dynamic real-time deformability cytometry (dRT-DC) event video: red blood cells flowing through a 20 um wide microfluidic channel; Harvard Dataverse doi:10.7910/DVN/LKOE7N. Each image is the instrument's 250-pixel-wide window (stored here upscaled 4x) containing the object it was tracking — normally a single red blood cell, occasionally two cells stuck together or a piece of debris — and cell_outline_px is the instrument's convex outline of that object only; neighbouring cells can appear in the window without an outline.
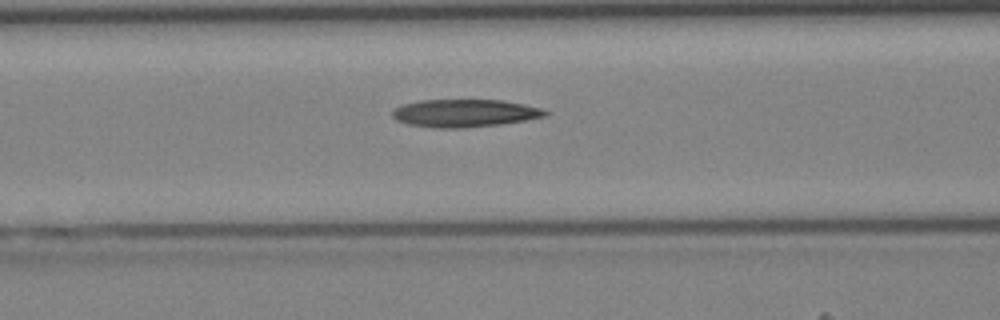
{"species": "Egyptian fruit bat (a non-hibernating species)", "species_latin": "Rousettus aegyptiacus", "temperature_condition": "cold", "stored_images_in_passage": 42, "camera_frame_rate_fps": 3000, "um_per_image_px": 0.085, "animal": {"sex": "female"}, "frame": {"image": 1, "passage_image": 18, "time_ms": 5.667, "image_size_px": [1000, 320], "cell_outline_px": [[552, 112], [548, 116], [500, 124], [464, 128], [432, 128], [408, 124], [396, 120], [392, 116], [392, 108], [404, 104], [420, 100], [504, 100], [524, 104], [540, 108]], "centroid_in_image_um": [39.5, 9.62], "position_along_channel_um": 127.1, "area_um2": 24.91}}
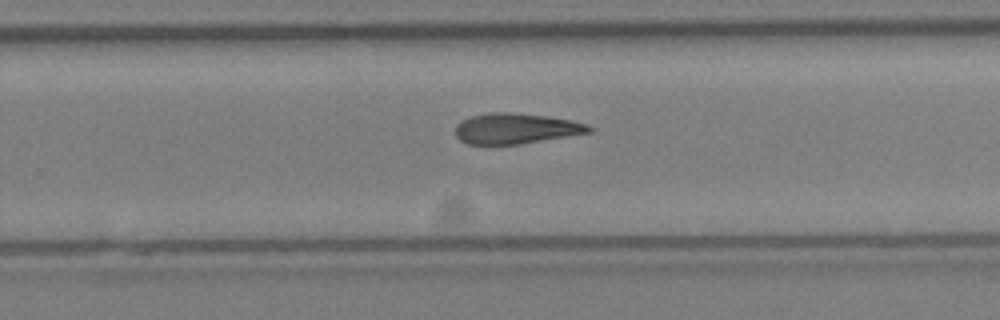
{"frame": {"image": 2, "passage_image": 28, "time_ms": 9.0, "image_size_px": [1000, 320], "cell_outline_px": [[596, 128], [592, 132], [520, 144], [468, 144], [460, 140], [456, 136], [456, 124], [472, 116], [492, 112], [508, 112], [544, 116], [572, 120], [588, 124]], "centroid_in_image_um": [43.89, 10.93], "position_along_channel_um": 285.9, "area_um2": 23.64}}
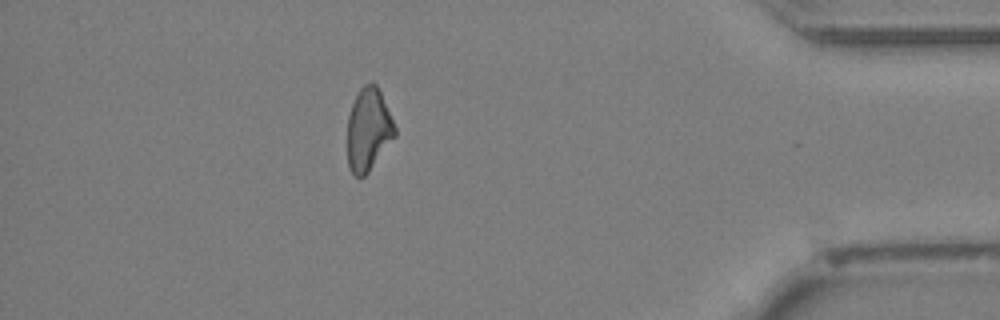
{"frame": {"image": 3, "passage_image": 38, "time_ms": 12.333, "image_size_px": [1000, 320], "cell_outline_px": [[396, 136], [368, 172], [364, 176], [356, 176], [352, 172], [348, 164], [348, 116], [352, 104], [360, 88], [364, 84], [372, 80], [376, 84], [380, 92], [396, 128]], "centroid_in_image_um": [31.32, 10.99], "position_along_channel_um": 403.9, "area_um2": 22.66}}